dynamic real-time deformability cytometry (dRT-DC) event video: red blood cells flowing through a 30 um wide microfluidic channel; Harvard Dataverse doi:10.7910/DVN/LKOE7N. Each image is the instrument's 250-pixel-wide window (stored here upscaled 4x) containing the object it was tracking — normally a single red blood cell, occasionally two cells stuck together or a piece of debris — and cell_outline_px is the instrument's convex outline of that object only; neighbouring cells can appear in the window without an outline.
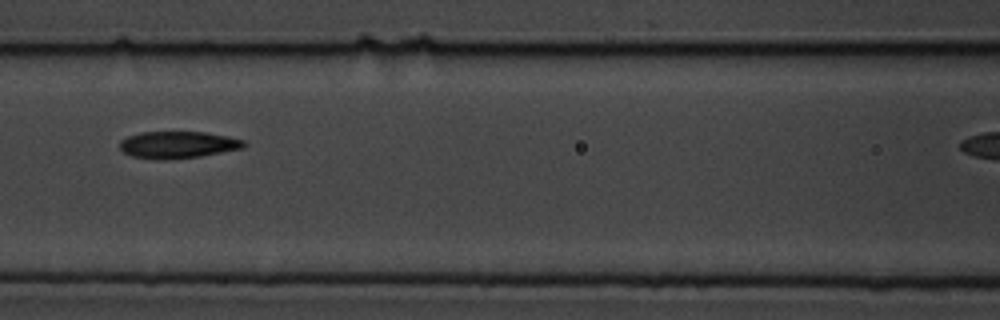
{"species": "common noctule bat (a hibernating species)", "species_latin": "Nyctalus noctula", "temperature_condition": "cold", "stored_images_in_passage": 5, "camera_frame_rate_fps": 3000, "um_per_image_px": 0.085, "animal": {"sex": "male", "body_mass_g": 19.5, "forearm_length_mm": 54.6}, "frame": {"image": 1, "passage_image": 4, "time_ms": 3.333, "image_size_px": [1000, 320], "cell_outline_px": [[248, 144], [244, 148], [200, 156], [168, 160], [156, 160], [132, 156], [124, 152], [120, 148], [120, 140], [128, 136], [140, 132], [204, 132], [228, 136], [244, 140]], "centroid_in_image_um": [15.13, 12.31], "position_along_channel_um": 151.5, "area_um2": 19.65}}